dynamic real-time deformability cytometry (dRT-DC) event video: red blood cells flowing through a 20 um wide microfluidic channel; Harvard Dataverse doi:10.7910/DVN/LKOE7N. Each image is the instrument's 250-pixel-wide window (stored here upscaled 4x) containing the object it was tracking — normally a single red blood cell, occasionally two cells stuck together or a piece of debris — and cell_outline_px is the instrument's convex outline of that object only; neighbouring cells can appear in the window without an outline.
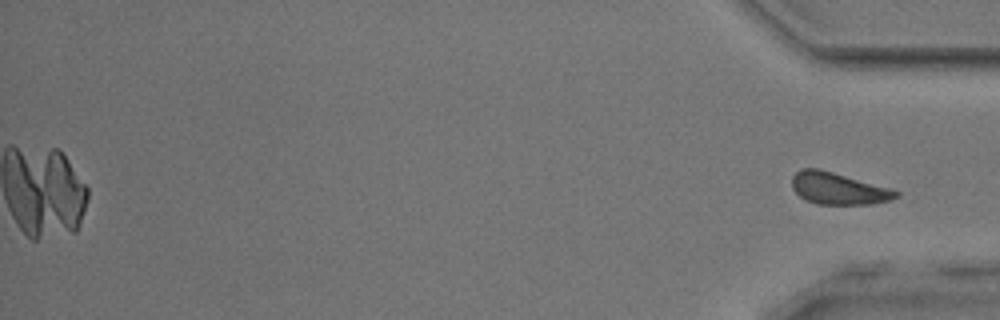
{"species": "common noctule bat (a hibernating species)", "species_latin": "Nyctalus noctula", "temperature_condition": "room temperature", "stored_images_in_passage": 53, "camera_frame_rate_fps": 3000, "um_per_image_px": 0.085, "animal": {"sex": "male", "body_mass_g": 17.9, "forearm_length_mm": 54.2}, "frame": {"image": 1, "passage_image": 53, "time_ms": 17.333, "image_size_px": [1000, 320], "cell_outline_px": [[900, 196], [888, 200], [872, 204], [816, 204], [804, 200], [792, 188], [792, 176], [800, 168], [820, 168], [888, 188], [900, 192]], "centroid_in_image_um": [71.21, 16.02], "position_along_channel_um": 364.0, "area_um2": 19.25}}